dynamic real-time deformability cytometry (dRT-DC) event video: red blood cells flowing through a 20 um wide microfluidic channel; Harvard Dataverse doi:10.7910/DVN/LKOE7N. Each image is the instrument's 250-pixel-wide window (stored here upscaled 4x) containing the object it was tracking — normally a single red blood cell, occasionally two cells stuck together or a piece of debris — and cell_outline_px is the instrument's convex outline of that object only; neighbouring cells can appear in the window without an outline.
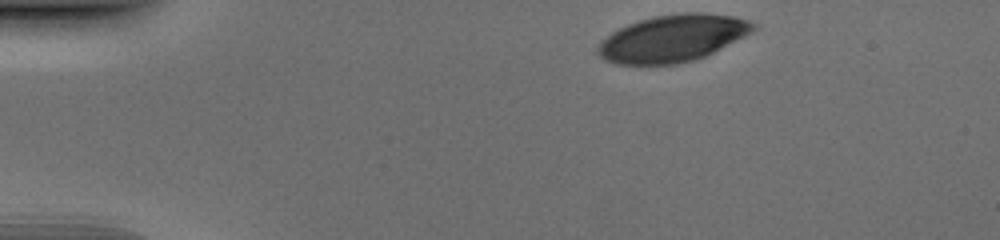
{"species": "human", "species_latin": "Homo sapiens", "temperature_condition": "cold", "stored_images_in_passage": 36, "camera_frame_rate_fps": 3000, "um_per_image_px": 0.085, "donor": {"sex": "male"}, "frame": {"image": 1, "passage_image": 1, "time_ms": 0.0, "image_size_px": [1000, 240], "cell_outline_px": [[756, 28], [752, 32], [704, 56], [692, 60], [676, 64], [616, 64], [600, 56], [596, 52], [596, 48], [612, 32], [628, 24], [652, 16], [684, 12], [704, 12], [732, 16], [748, 20], [756, 24]], "centroid_in_image_um": [57.18, 3.24], "position_along_channel_um": 27.8, "area_um2": 42.08}}
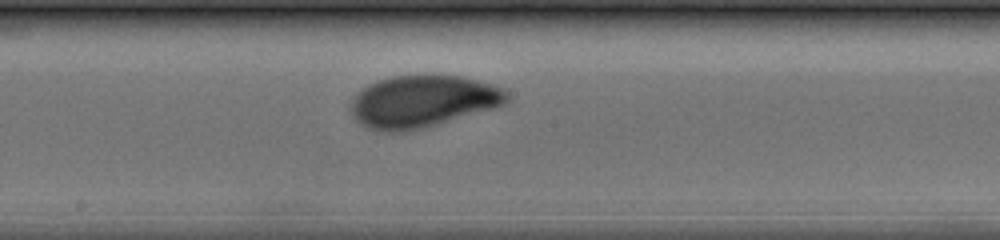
{"frame": {"image": 2, "passage_image": 21, "time_ms": 6.667, "image_size_px": [1000, 240], "cell_outline_px": [[508, 100], [504, 104], [492, 108], [424, 128], [404, 132], [380, 132], [368, 128], [360, 124], [352, 116], [352, 96], [360, 88], [376, 80], [392, 76], [460, 76], [492, 84], [504, 88], [508, 92]], "centroid_in_image_um": [35.87, 8.63], "position_along_channel_um": 212.3, "area_um2": 47.34}}
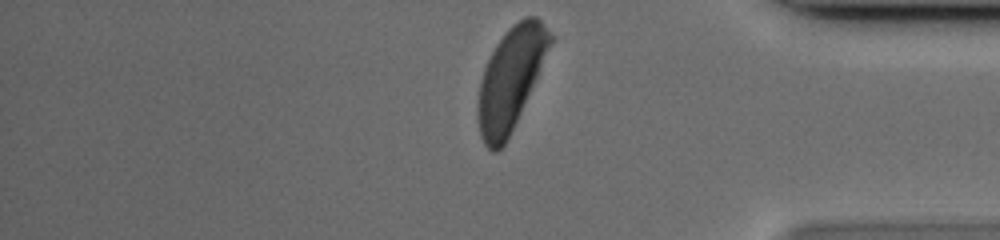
{"frame": {"image": 3, "passage_image": 36, "time_ms": 11.667, "image_size_px": [1000, 240], "cell_outline_px": [[556, 36], [516, 120], [504, 144], [496, 152], [492, 152], [484, 144], [480, 136], [476, 116], [476, 108], [480, 80], [484, 68], [496, 44], [508, 28], [512, 24], [524, 16], [536, 16]], "centroid_in_image_um": [43.39, 6.65], "position_along_channel_um": 391.8, "area_um2": 42.71}}